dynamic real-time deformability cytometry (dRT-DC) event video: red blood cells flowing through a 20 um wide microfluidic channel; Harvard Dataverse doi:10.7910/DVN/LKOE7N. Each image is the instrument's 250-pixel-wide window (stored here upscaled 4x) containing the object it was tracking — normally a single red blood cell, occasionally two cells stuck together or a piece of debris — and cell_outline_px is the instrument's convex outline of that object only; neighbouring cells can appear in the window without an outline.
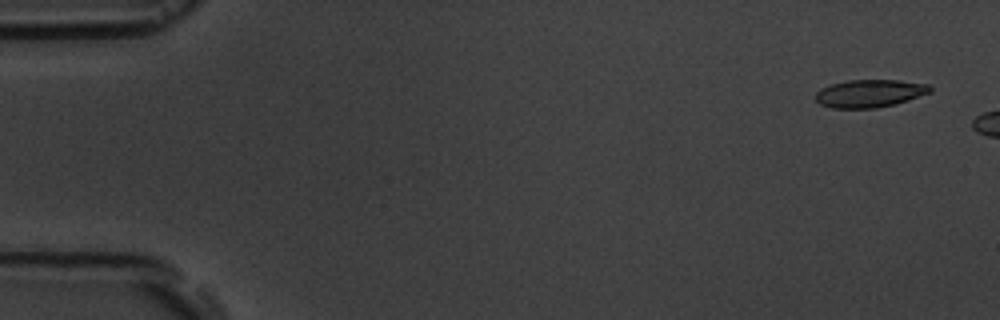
{"species": "common noctule bat (a hibernating species)", "species_latin": "Nyctalus noctula", "temperature_condition": "room temperature", "stored_images_in_passage": 4, "camera_frame_rate_fps": 3000, "um_per_image_px": 0.085, "animal": {"sex": "male", "body_mass_g": 19.5, "forearm_length_mm": 54.6}, "frame": {"image": 1, "passage_image": 1, "time_ms": 0.0, "image_size_px": [1000, 320], "cell_outline_px": [[932, 92], [896, 104], [876, 108], [832, 108], [820, 104], [816, 100], [816, 92], [820, 88], [832, 84], [848, 80], [900, 80], [928, 84], [932, 88]], "centroid_in_image_um": [73.94, 7.94], "position_along_channel_um": 11.1, "area_um2": 18.61}}